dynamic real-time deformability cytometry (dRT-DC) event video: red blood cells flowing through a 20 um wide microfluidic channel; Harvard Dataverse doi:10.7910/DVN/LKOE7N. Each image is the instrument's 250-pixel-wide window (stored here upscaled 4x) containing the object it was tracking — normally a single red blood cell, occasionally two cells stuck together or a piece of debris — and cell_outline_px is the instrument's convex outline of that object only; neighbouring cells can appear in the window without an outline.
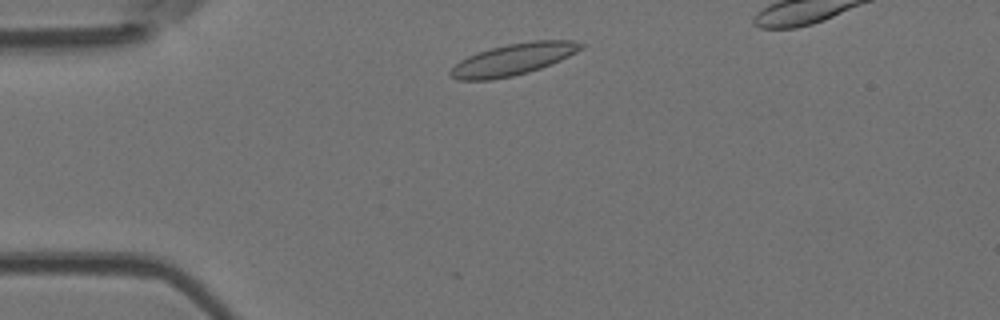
{"species": "Egyptian fruit bat (a non-hibernating species)", "species_latin": "Rousettus aegyptiacus", "temperature_condition": "room temperature", "stored_images_in_passage": 39, "camera_frame_rate_fps": 3000, "um_per_image_px": 0.085, "animal": {"sex": "female"}, "frame": {"image": 1, "passage_image": 4, "time_ms": 1.0, "image_size_px": [1000, 320], "cell_outline_px": [[588, 44], [584, 48], [552, 64], [528, 72], [512, 76], [492, 80], [460, 80], [452, 76], [448, 72], [460, 60], [476, 52], [508, 44], [532, 40], [572, 40]], "centroid_in_image_um": [43.66, 5.03], "position_along_channel_um": 41.3, "area_um2": 24.04}}
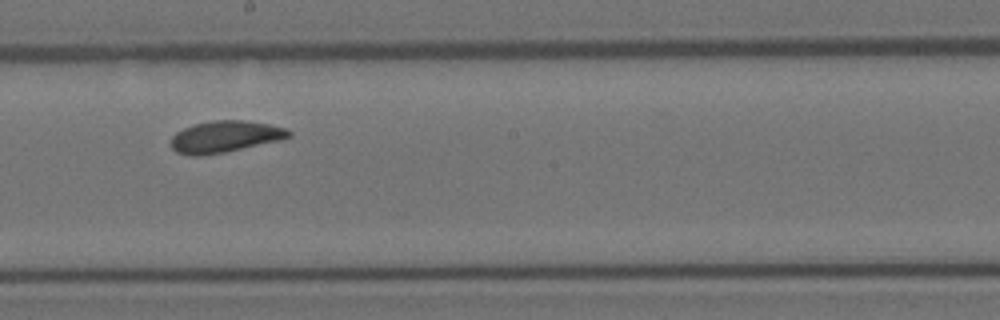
{"frame": {"image": 2, "passage_image": 21, "time_ms": 6.667, "image_size_px": [1000, 320], "cell_outline_px": [[292, 136], [280, 140], [224, 152], [200, 156], [188, 156], [176, 152], [172, 148], [172, 136], [176, 132], [184, 128], [196, 124], [216, 120], [244, 120], [268, 124], [288, 128], [292, 132]], "centroid_in_image_um": [19.14, 11.62], "position_along_channel_um": 229.1, "area_um2": 21.62}}
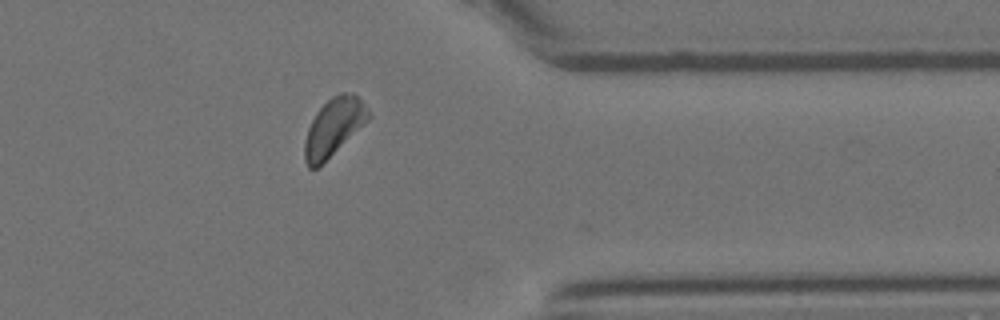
{"frame": {"image": 3, "passage_image": 34, "time_ms": 11.0, "image_size_px": [1000, 320], "cell_outline_px": [[372, 116], [368, 120], [316, 168], [308, 168], [304, 160], [304, 140], [308, 128], [316, 112], [332, 96], [340, 92], [352, 92], [364, 104]], "centroid_in_image_um": [28.34, 10.77], "position_along_channel_um": 383.1, "area_um2": 20.87}, "authors_computed_cell_mechanics": {"area_um2": 21.6172, "velocity_mm_per_s": 3.8093, "shape_relaxation_time_tau1_ms": 3.4346, "shape_relaxation_time_tau2_ms": 1.2042, "deformation_change_tau1": 0.0862, "deformation_change_tau2": 0.0692}}